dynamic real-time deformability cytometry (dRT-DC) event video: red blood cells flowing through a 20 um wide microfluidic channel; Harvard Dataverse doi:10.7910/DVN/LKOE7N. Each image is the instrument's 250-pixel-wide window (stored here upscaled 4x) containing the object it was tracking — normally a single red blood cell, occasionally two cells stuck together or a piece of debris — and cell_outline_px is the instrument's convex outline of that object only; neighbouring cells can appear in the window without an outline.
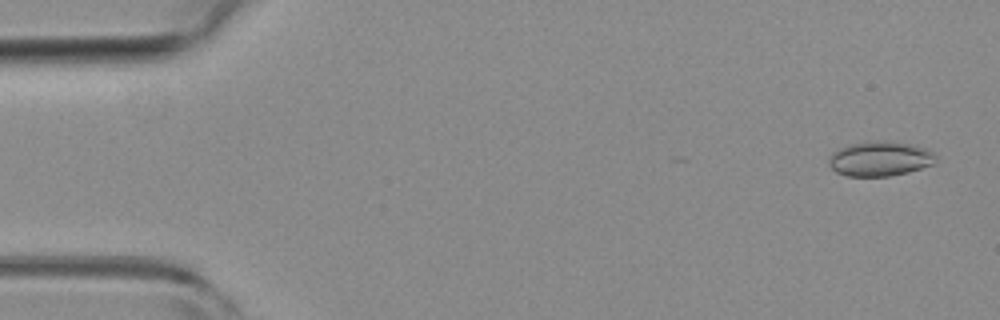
{"species": "common noctule bat (a hibernating species)", "species_latin": "Nyctalus noctula", "temperature_condition": "room temperature", "stored_images_in_passage": 4, "camera_frame_rate_fps": 3000, "um_per_image_px": 0.085, "animal": {"sex": "female", "body_mass_g": 19.3, "forearm_length_mm": 54.1}, "frame": {"image": 1, "passage_image": 1, "time_ms": 0.0, "image_size_px": [1000, 320], "cell_outline_px": [[940, 156], [936, 164], [908, 172], [888, 176], [848, 176], [836, 172], [828, 164], [828, 156], [832, 152], [848, 144], [876, 140], [880, 140], [912, 144], [924, 148]], "centroid_in_image_um": [74.82, 13.49], "position_along_channel_um": 10.2, "area_um2": 22.02}}
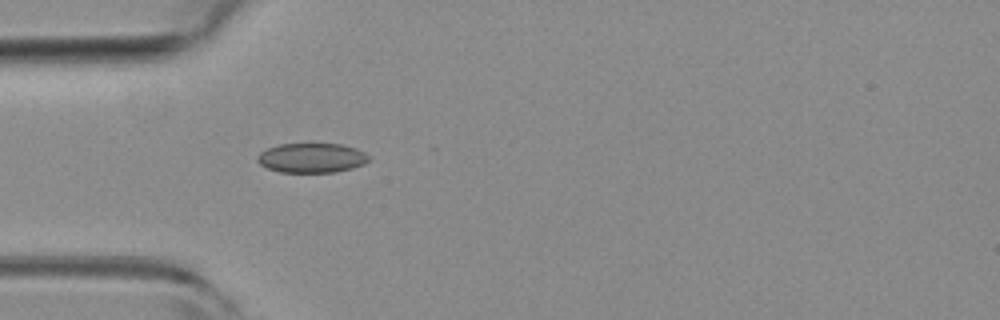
{"frame": {"image": 2, "passage_image": 4, "time_ms": 1.0, "image_size_px": [1000, 320], "cell_outline_px": [[368, 160], [364, 164], [352, 168], [336, 172], [280, 172], [268, 168], [260, 164], [256, 160], [256, 156], [260, 152], [268, 148], [280, 144], [340, 144], [356, 148], [364, 152], [368, 156]], "centroid_in_image_um": [26.47, 13.42], "position_along_channel_um": 58.5, "area_um2": 19.13}}